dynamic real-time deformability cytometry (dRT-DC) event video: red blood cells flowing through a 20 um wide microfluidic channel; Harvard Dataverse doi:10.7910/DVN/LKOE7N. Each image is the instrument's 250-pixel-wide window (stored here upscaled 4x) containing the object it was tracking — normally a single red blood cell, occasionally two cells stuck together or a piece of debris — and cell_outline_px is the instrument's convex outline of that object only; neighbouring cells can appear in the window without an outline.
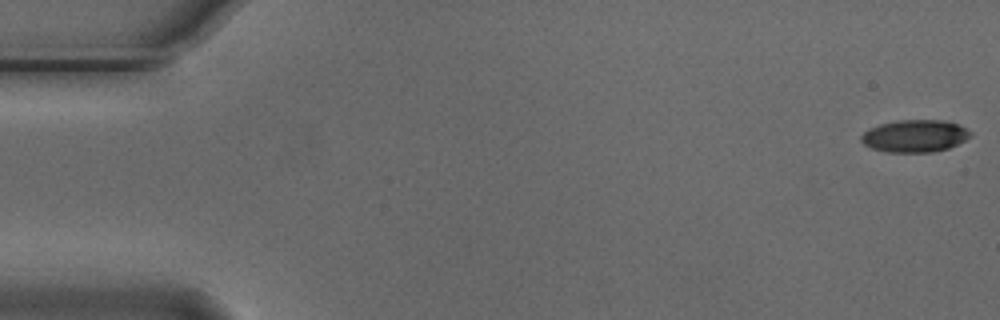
{"species": "Egyptian fruit bat (a non-hibernating species)", "species_latin": "Rousettus aegyptiacus", "temperature_condition": "cold", "stored_images_in_passage": 5, "camera_frame_rate_fps": 3000, "um_per_image_px": 0.085, "animal": {"sex": "male"}, "frame": {"image": 1, "passage_image": 1, "time_ms": 0.0, "image_size_px": [1000, 320], "cell_outline_px": [[972, 136], [948, 148], [932, 152], [888, 152], [872, 148], [864, 144], [860, 140], [860, 136], [868, 128], [880, 124], [900, 120], [944, 120], [956, 124], [972, 132]], "centroid_in_image_um": [77.74, 11.55], "position_along_channel_um": 7.3, "area_um2": 20.46}}
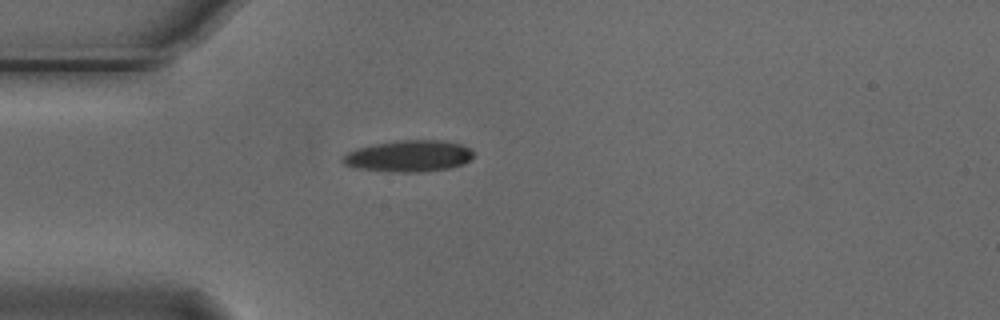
{"frame": {"image": 2, "passage_image": 5, "time_ms": 1.333, "image_size_px": [1000, 320], "cell_outline_px": [[472, 156], [464, 164], [448, 168], [420, 172], [396, 172], [356, 168], [344, 164], [340, 160], [340, 156], [356, 148], [372, 144], [396, 140], [444, 140], [460, 144], [468, 148], [472, 152]], "centroid_in_image_um": [34.68, 13.26], "position_along_channel_um": 50.3, "area_um2": 24.04}}